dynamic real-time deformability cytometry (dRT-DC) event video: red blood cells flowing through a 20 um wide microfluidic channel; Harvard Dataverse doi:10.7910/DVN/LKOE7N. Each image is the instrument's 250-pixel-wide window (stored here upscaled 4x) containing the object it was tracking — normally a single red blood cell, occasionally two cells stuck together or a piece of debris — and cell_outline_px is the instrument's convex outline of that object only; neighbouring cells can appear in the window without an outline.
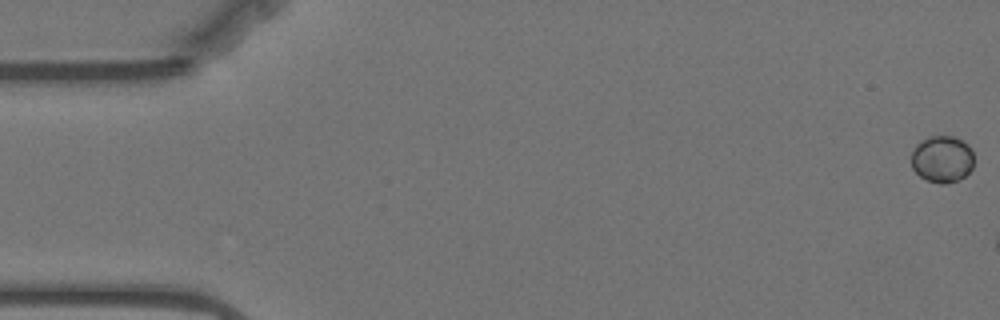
{"species": "Egyptian fruit bat (a non-hibernating species)", "species_latin": "Rousettus aegyptiacus", "temperature_condition": "warm", "stored_images_in_passage": 13, "camera_frame_rate_fps": 3000, "um_per_image_px": 0.085, "animal": {"sex": "female"}, "frame": {"image": 1, "passage_image": 1, "time_ms": 0.0, "image_size_px": [1000, 320], "cell_outline_px": [[972, 168], [964, 176], [948, 184], [940, 184], [924, 180], [912, 168], [912, 152], [916, 144], [932, 136], [952, 136], [968, 144], [972, 148]], "centroid_in_image_um": [80.07, 13.54], "position_along_channel_um": 4.9, "area_um2": 16.99}}